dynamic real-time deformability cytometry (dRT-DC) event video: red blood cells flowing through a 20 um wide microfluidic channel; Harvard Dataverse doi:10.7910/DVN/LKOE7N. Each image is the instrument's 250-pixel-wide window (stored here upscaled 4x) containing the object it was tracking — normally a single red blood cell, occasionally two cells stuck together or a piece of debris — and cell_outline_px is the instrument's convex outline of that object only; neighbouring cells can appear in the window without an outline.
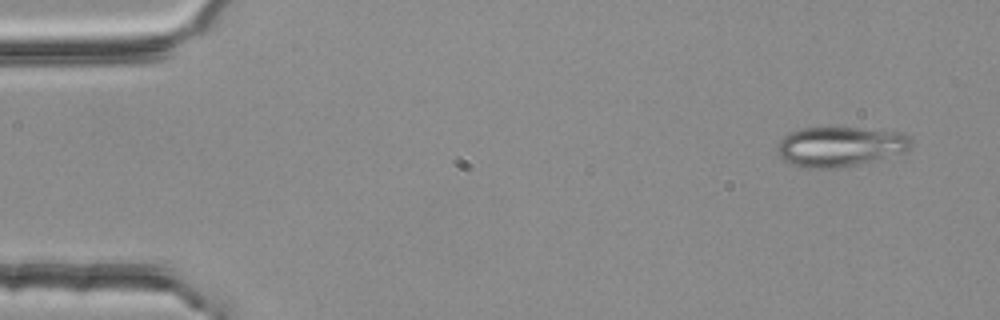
{"species": "common noctule bat (a hibernating species)", "species_latin": "Nyctalus noctula", "temperature_condition": "room temperature", "stored_images_in_passage": 4, "segment_of_instrument_passage": [2, 2], "camera_frame_rate_fps": 3000, "um_per_image_px": 0.085, "animal": {"sex": "female", "body_mass_g": 25.1}, "frame": {"image": 1, "passage_image": 4, "time_ms": 1.0, "image_size_px": [1000, 320], "cell_outline_px": [[912, 144], [904, 152], [876, 160], [856, 164], [832, 168], [804, 168], [792, 164], [784, 160], [776, 152], [780, 140], [788, 132], [800, 128], [856, 128], [904, 132], [908, 136]], "centroid_in_image_um": [71.38, 12.45], "position_along_channel_um": 13.6, "area_um2": 30.92}}